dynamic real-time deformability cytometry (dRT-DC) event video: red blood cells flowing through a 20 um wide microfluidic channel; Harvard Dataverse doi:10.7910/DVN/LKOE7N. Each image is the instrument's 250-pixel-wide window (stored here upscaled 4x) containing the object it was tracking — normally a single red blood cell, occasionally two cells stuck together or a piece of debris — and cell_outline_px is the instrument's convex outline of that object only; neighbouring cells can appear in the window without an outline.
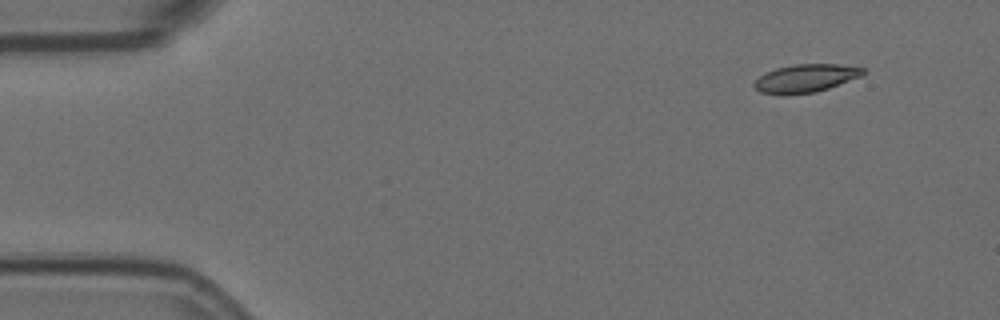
{"species": "Egyptian fruit bat (a non-hibernating species)", "species_latin": "Rousettus aegyptiacus", "temperature_condition": "room temperature", "stored_images_in_passage": 4, "camera_frame_rate_fps": 3000, "um_per_image_px": 0.085, "animal": {"sex": "female"}, "frame": {"image": 1, "passage_image": 1, "time_ms": 0.0, "image_size_px": [1000, 320], "cell_outline_px": [[864, 72], [860, 76], [828, 88], [816, 92], [780, 96], [760, 92], [752, 84], [764, 72], [776, 68], [796, 64], [836, 64], [864, 68]], "centroid_in_image_um": [68.41, 6.67], "position_along_channel_um": 16.6, "area_um2": 17.8}}
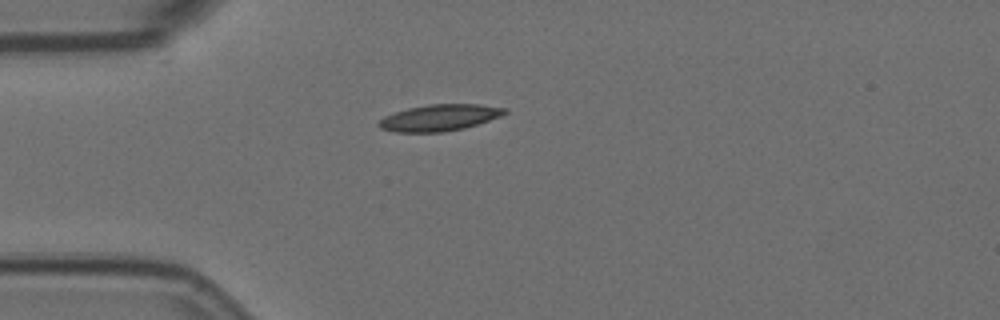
{"frame": {"image": 2, "passage_image": 4, "time_ms": 1.0, "image_size_px": [1000, 320], "cell_outline_px": [[508, 112], [500, 116], [464, 128], [444, 132], [396, 132], [380, 128], [376, 124], [384, 116], [408, 108], [428, 104], [480, 104], [508, 108]], "centroid_in_image_um": [37.35, 10.0], "position_along_channel_um": 47.6, "area_um2": 19.36}}